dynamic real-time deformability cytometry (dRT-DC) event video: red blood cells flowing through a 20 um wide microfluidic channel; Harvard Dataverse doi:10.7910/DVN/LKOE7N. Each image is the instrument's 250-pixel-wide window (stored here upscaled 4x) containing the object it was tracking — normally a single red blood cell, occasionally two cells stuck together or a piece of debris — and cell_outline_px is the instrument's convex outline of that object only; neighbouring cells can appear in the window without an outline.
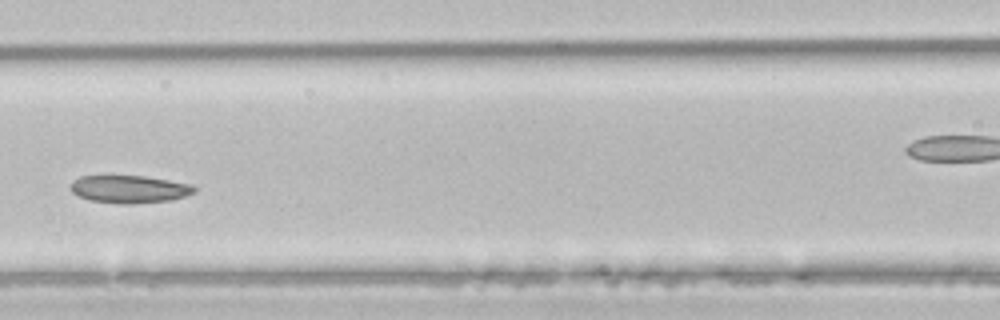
{"species": "common noctule bat (a hibernating species)", "species_latin": "Nyctalus noctula", "temperature_condition": "room temperature", "stored_images_in_passage": 7, "camera_frame_rate_fps": 3000, "um_per_image_px": 0.085, "animal": {"sex": "male", "body_mass_g": 21.5, "forearm_length_mm": 52.0}, "frame": {"image": 1, "passage_image": 5, "time_ms": 1.333, "image_size_px": [1000, 320], "cell_outline_px": [[196, 192], [172, 200], [132, 204], [120, 204], [88, 200], [72, 192], [72, 180], [80, 176], [108, 172], [144, 176], [192, 184], [196, 188]], "centroid_in_image_um": [10.94, 16.03], "position_along_channel_um": 155.7, "area_um2": 20.87}}
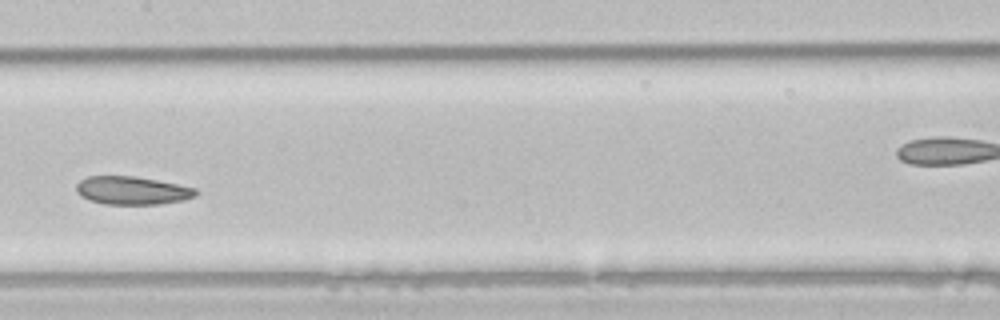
{"frame": {"image": 2, "passage_image": 6, "time_ms": 1.667, "image_size_px": [1000, 320], "cell_outline_px": [[200, 192], [196, 196], [184, 200], [160, 204], [104, 204], [88, 200], [80, 196], [76, 192], [76, 184], [80, 180], [88, 176], [132, 176], [156, 180], [196, 188]], "centroid_in_image_um": [11.22, 16.2], "position_along_channel_um": 196.2, "area_um2": 19.71}}